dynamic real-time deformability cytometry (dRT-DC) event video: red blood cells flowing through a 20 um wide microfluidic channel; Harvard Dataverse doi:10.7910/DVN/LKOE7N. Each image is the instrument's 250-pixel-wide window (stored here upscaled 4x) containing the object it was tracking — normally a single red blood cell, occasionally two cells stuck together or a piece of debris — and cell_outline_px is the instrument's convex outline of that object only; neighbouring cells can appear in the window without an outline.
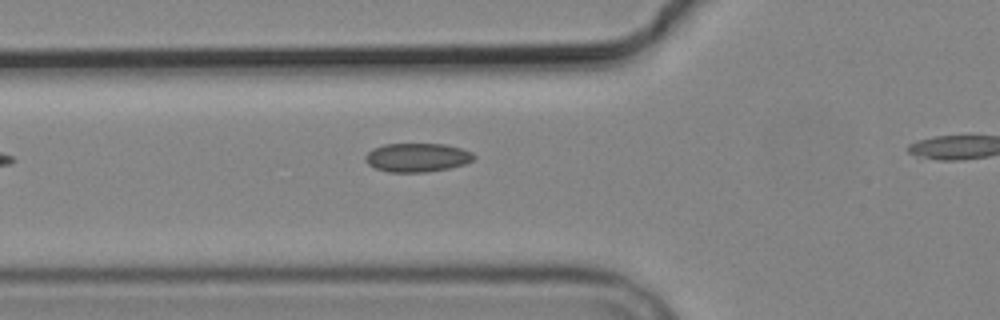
{"species": "common noctule bat (a hibernating species)", "species_latin": "Nyctalus noctula", "temperature_condition": "cold", "stored_images_in_passage": 4, "camera_frame_rate_fps": 3000, "um_per_image_px": 0.085, "animal": {"sex": "male", "body_mass_g": 19.2, "forearm_length_mm": 51.8}, "frame": {"image": 1, "passage_image": 4, "time_ms": 3.333, "image_size_px": [1000, 320], "cell_outline_px": [[476, 156], [472, 160], [464, 164], [448, 168], [424, 172], [388, 172], [376, 168], [368, 164], [364, 160], [364, 156], [372, 148], [384, 144], [444, 144], [460, 148], [472, 152]], "centroid_in_image_um": [35.42, 13.38], "position_along_channel_um": 90.4, "area_um2": 18.15}}